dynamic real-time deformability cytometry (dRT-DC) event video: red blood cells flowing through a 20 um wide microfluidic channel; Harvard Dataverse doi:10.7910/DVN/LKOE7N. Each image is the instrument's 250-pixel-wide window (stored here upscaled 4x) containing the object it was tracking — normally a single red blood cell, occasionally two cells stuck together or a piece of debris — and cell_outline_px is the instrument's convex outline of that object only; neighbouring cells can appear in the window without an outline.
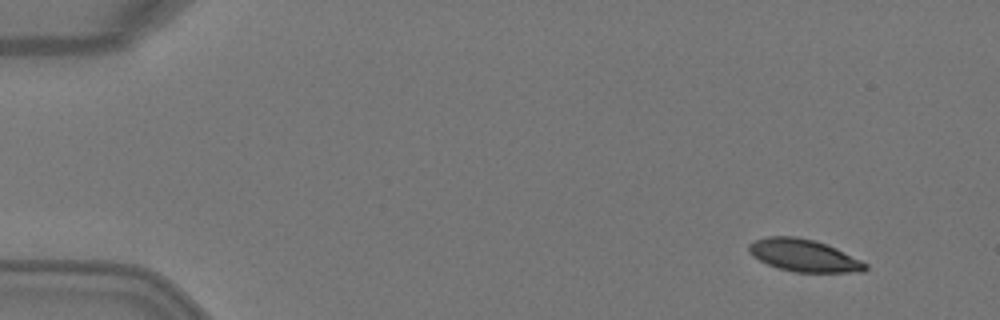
{"species": "Egyptian fruit bat (a non-hibernating species)", "species_latin": "Rousettus aegyptiacus", "temperature_condition": "warm", "stored_images_in_passage": 3, "camera_frame_rate_fps": 3000, "um_per_image_px": 0.085, "animal": {"sex": "female"}, "frame": {"image": 1, "passage_image": 1, "time_ms": 0.0, "image_size_px": [1000, 320], "cell_outline_px": [[868, 268], [864, 272], [796, 272], [780, 268], [768, 264], [752, 256], [748, 252], [748, 244], [756, 240], [768, 236], [796, 236], [812, 240], [836, 248], [868, 264]], "centroid_in_image_um": [68.32, 21.71], "position_along_channel_um": 16.7, "area_um2": 21.73}}
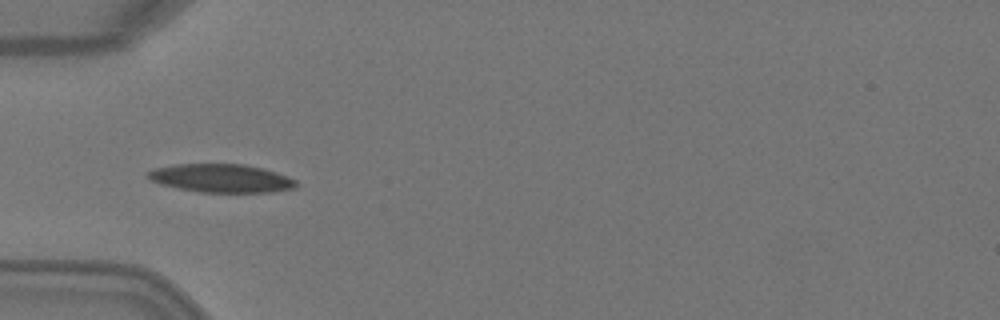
{"frame": {"image": 2, "passage_image": 3, "time_ms": 0.667, "image_size_px": [1000, 320], "cell_outline_px": [[296, 188], [272, 192], [200, 192], [176, 188], [160, 184], [152, 180], [148, 176], [148, 172], [156, 168], [176, 164], [244, 164], [264, 168], [288, 176], [296, 180]], "centroid_in_image_um": [18.84, 15.15], "position_along_channel_um": 66.2, "area_um2": 24.45}}